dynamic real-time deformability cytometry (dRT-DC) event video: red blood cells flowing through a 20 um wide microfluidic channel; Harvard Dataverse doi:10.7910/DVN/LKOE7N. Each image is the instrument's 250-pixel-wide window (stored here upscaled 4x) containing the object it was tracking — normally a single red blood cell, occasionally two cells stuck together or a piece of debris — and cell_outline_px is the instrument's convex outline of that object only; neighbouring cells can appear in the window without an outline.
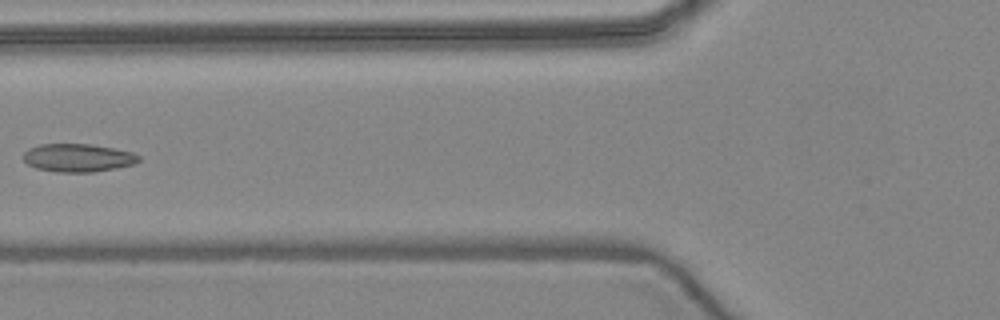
{"species": "common noctule bat (a hibernating species)", "species_latin": "Nyctalus noctula", "temperature_condition": "warm", "stored_images_in_passage": 6, "camera_frame_rate_fps": 3000, "um_per_image_px": 0.085, "animal": {"sex": "female", "body_mass_g": 24.6, "forearm_length_mm": 56.2}, "frame": {"image": 1, "passage_image": 5, "time_ms": 6.333, "image_size_px": [1000, 320], "cell_outline_px": [[140, 160], [136, 164], [116, 168], [92, 172], [56, 172], [36, 168], [28, 164], [24, 160], [24, 152], [28, 148], [40, 144], [92, 144], [132, 152], [140, 156]], "centroid_in_image_um": [6.64, 13.41], "position_along_channel_um": 119.2, "area_um2": 18.96}}
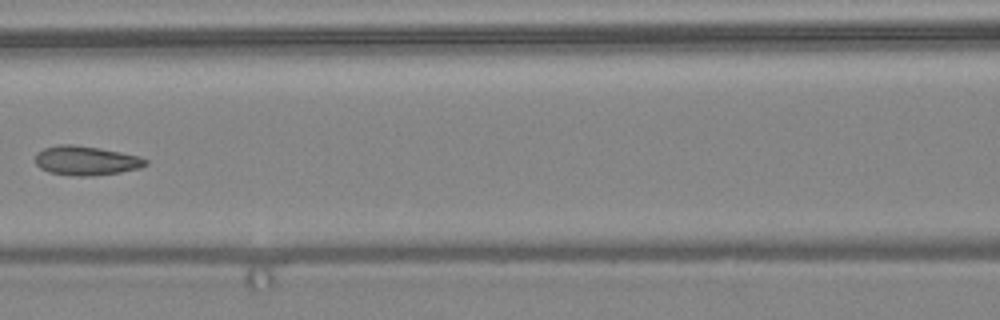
{"frame": {"image": 2, "passage_image": 6, "time_ms": 7.333, "image_size_px": [1000, 320], "cell_outline_px": [[148, 164], [140, 168], [120, 172], [92, 176], [72, 176], [48, 172], [40, 168], [36, 164], [36, 152], [44, 148], [60, 144], [72, 144], [100, 148], [140, 156], [148, 160]], "centroid_in_image_um": [7.31, 13.65], "position_along_channel_um": 159.3, "area_um2": 18.96}}